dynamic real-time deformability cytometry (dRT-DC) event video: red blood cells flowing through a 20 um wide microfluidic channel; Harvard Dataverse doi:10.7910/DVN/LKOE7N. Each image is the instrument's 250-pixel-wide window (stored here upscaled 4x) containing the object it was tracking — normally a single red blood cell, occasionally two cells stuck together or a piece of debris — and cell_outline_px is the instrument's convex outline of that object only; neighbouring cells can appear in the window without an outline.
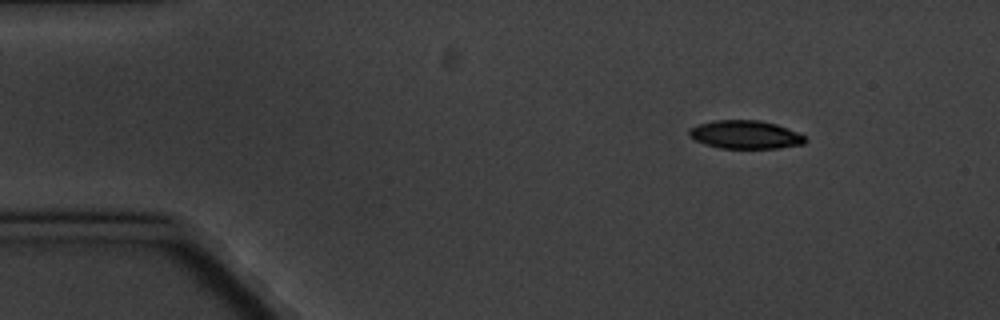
{"species": "common noctule bat (a hibernating species)", "species_latin": "Nyctalus noctula", "temperature_condition": "cold", "stored_images_in_passage": 4, "camera_frame_rate_fps": 3000, "um_per_image_px": 0.085, "animal": {"sex": "male", "body_mass_g": 20.1, "forearm_length_mm": 53.5}, "frame": {"image": 1, "passage_image": 2, "time_ms": 1.333, "image_size_px": [1000, 320], "cell_outline_px": [[808, 140], [804, 144], [780, 148], [720, 148], [704, 144], [688, 136], [688, 128], [696, 124], [712, 120], [760, 120], [776, 124], [788, 128], [804, 136]], "centroid_in_image_um": [63.32, 11.44], "position_along_channel_um": 21.7, "area_um2": 19.36}}